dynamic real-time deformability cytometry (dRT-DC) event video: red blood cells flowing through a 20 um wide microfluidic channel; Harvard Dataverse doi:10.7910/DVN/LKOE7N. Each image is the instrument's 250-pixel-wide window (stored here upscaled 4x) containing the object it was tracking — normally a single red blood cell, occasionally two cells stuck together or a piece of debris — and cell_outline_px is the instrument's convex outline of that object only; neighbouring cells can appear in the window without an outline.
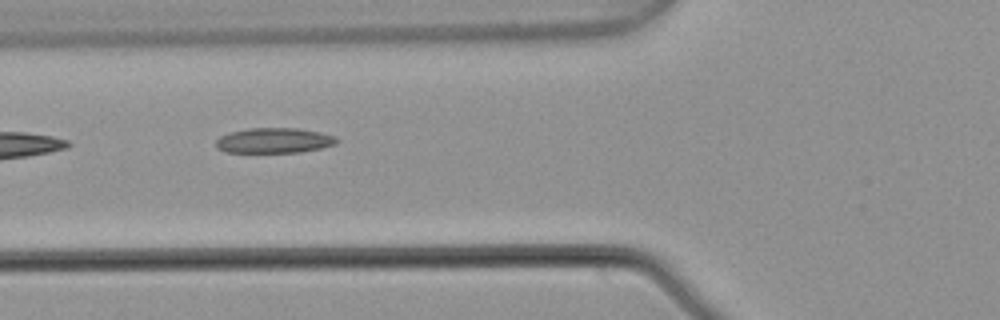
{"species": "common noctule bat (a hibernating species)", "species_latin": "Nyctalus noctula", "temperature_condition": "warm", "stored_images_in_passage": 8, "camera_frame_rate_fps": 3000, "um_per_image_px": 0.085, "animal": {"sex": "male", "body_mass_g": 21.5, "forearm_length_mm": 52.0}, "frame": {"image": 1, "passage_image": 5, "time_ms": 1.333, "image_size_px": [1000, 320], "cell_outline_px": [[340, 140], [336, 144], [320, 148], [300, 152], [224, 152], [216, 148], [216, 140], [220, 136], [228, 132], [248, 128], [296, 128], [320, 132], [336, 136]], "centroid_in_image_um": [23.29, 11.94], "position_along_channel_um": 102.5, "area_um2": 17.86}}
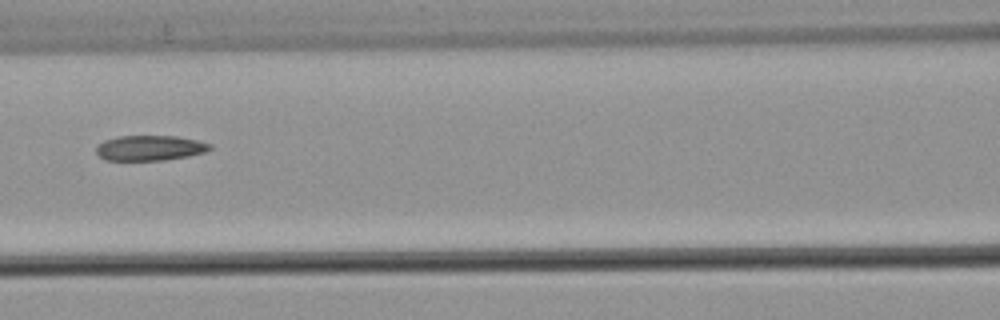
{"frame": {"image": 2, "passage_image": 6, "time_ms": 1.667, "image_size_px": [1000, 320], "cell_outline_px": [[212, 148], [204, 152], [188, 156], [164, 160], [104, 160], [96, 152], [96, 144], [104, 140], [120, 136], [176, 136], [196, 140], [212, 144]], "centroid_in_image_um": [12.72, 12.57], "position_along_channel_um": 153.9, "area_um2": 16.7}}